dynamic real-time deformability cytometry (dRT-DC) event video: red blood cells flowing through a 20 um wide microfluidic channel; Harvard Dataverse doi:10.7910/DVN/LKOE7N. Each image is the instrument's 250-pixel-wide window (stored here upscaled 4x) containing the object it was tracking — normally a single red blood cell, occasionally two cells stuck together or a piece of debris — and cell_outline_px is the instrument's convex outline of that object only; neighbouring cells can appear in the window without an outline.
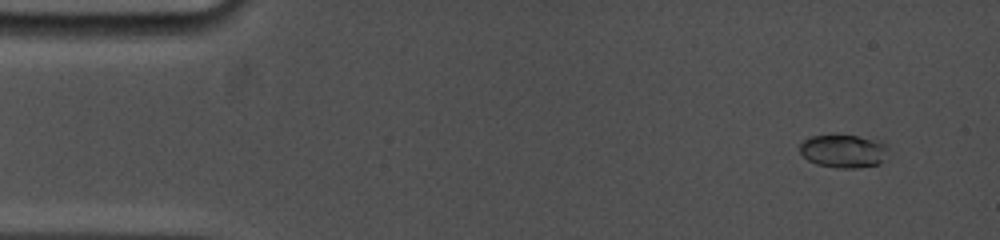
{"species": "common noctule bat (a hibernating species)", "species_latin": "Nyctalus noctula", "temperature_condition": "cold", "stored_images_in_passage": 24, "camera_frame_rate_fps": 5000, "um_per_image_px": 0.085, "animal": {"sex": "female", "body_mass_g": 19.0, "forearm_length_mm": 53.3}, "frame": {"image": 1, "passage_image": 3, "time_ms": 1.0, "image_size_px": [1000, 240], "cell_outline_px": [[888, 148], [884, 160], [880, 164], [856, 168], [836, 168], [816, 164], [808, 160], [800, 152], [800, 144], [804, 140], [812, 136], [836, 132], [880, 140], [888, 144]], "centroid_in_image_um": [71.71, 12.8], "position_along_channel_um": 13.3, "area_um2": 17.8}}
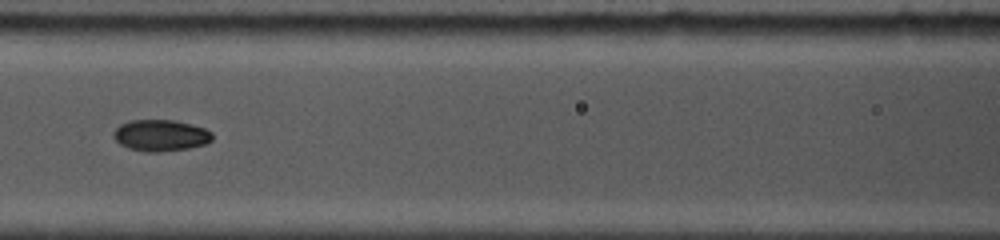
{"frame": {"image": 2, "passage_image": 16, "time_ms": 7.4, "image_size_px": [1000, 240], "cell_outline_px": [[212, 140], [204, 144], [188, 148], [160, 152], [144, 152], [128, 148], [120, 144], [112, 136], [112, 132], [120, 124], [128, 120], [176, 120], [192, 124], [204, 128], [212, 132]], "centroid_in_image_um": [13.63, 11.5], "position_along_channel_um": 153.0, "area_um2": 18.26}}
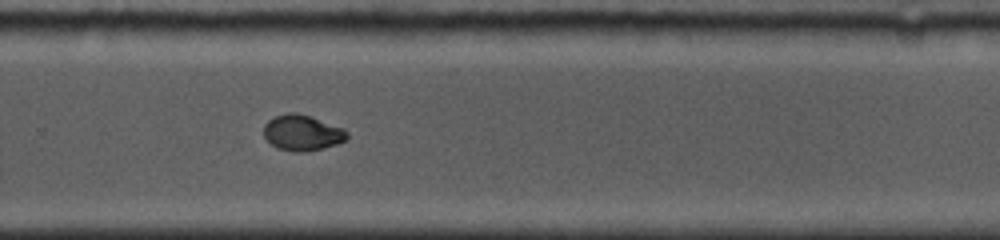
{"frame": {"image": 3, "passage_image": 24, "time_ms": 11.4, "image_size_px": [1000, 240], "cell_outline_px": [[348, 136], [344, 140], [336, 144], [324, 148], [304, 152], [296, 152], [276, 148], [264, 136], [264, 124], [268, 120], [276, 116], [288, 112], [296, 112], [344, 128], [348, 132]], "centroid_in_image_um": [25.68, 11.29], "position_along_channel_um": 304.1, "area_um2": 17.22}}